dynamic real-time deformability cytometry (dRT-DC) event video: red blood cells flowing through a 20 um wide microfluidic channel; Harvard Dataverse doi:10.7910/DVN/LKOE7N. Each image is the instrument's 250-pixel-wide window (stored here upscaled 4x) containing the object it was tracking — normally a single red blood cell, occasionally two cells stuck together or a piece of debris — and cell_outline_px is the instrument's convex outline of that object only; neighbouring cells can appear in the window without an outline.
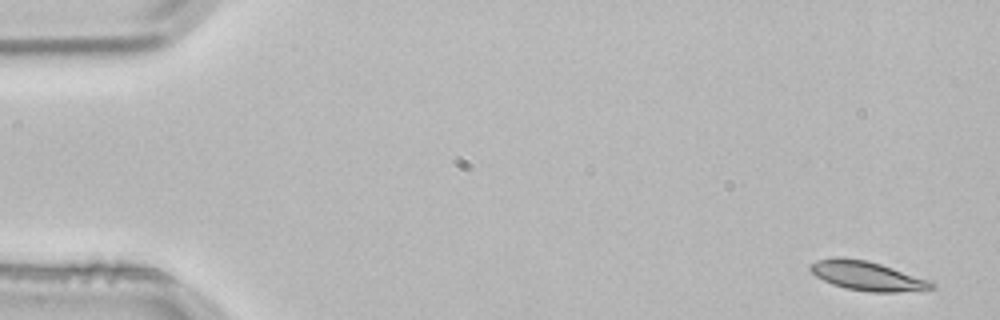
{"species": "common noctule bat (a hibernating species)", "species_latin": "Nyctalus noctula", "temperature_condition": "room temperature", "stored_images_in_passage": 3, "camera_frame_rate_fps": 3000, "um_per_image_px": 0.085, "animal": {"sex": "male", "body_mass_g": 21.5, "forearm_length_mm": 52.0}, "frame": {"image": 1, "passage_image": 1, "time_ms": 0.0, "image_size_px": [1000, 320], "cell_outline_px": [[936, 288], [896, 292], [868, 292], [844, 288], [832, 284], [816, 276], [808, 268], [808, 264], [816, 260], [832, 256], [840, 256], [868, 260], [928, 280], [936, 284]], "centroid_in_image_um": [73.63, 23.43], "position_along_channel_um": 11.4, "area_um2": 20.75}}
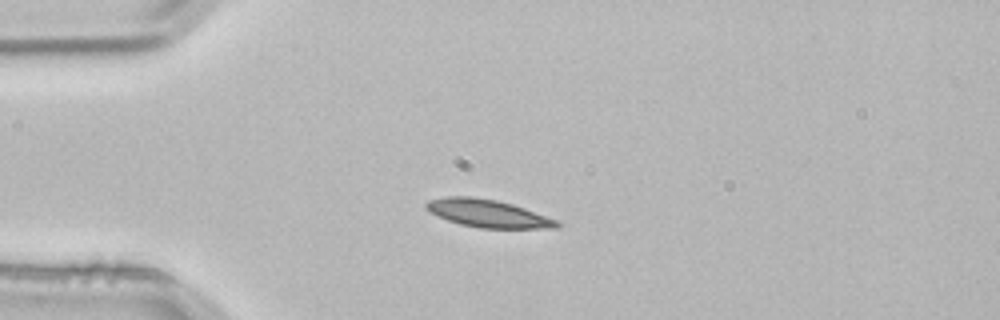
{"frame": {"image": 2, "passage_image": 3, "time_ms": 0.667, "image_size_px": [1000, 320], "cell_outline_px": [[560, 224], [556, 228], [480, 228], [460, 224], [448, 220], [424, 208], [424, 204], [428, 200], [444, 196], [472, 196], [496, 200], [512, 204], [524, 208], [556, 220]], "centroid_in_image_um": [41.42, 18.13], "position_along_channel_um": 43.6, "area_um2": 20.92}}